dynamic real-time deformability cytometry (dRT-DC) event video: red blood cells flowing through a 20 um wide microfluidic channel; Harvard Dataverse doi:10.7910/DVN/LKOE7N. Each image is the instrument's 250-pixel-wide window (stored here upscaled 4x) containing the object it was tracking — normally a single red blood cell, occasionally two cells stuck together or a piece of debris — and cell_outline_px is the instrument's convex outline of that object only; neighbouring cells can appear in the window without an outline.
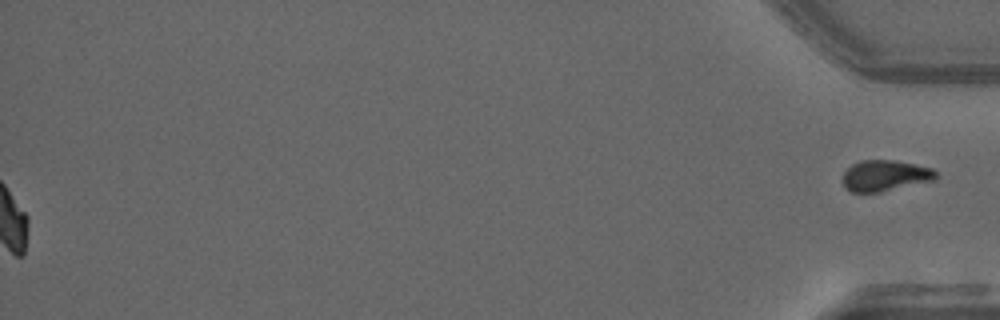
{"species": "common noctule bat (a hibernating species)", "species_latin": "Nyctalus noctula", "temperature_condition": "warm", "stored_images_in_passage": 41, "segment_of_instrument_passage": [2, 2], "camera_frame_rate_fps": 3000, "um_per_image_px": 0.085, "animal": {"sex": "male", "forearm_length_mm": 52.5}, "frame": {"image": 1, "passage_image": 41, "time_ms": 13.333, "image_size_px": [1000, 320], "cell_outline_px": [[936, 180], [880, 192], [852, 192], [844, 184], [844, 172], [852, 164], [860, 160], [896, 160], [932, 168], [936, 172]], "centroid_in_image_um": [75.26, 14.92], "position_along_channel_um": 359.9, "area_um2": 16.7}}